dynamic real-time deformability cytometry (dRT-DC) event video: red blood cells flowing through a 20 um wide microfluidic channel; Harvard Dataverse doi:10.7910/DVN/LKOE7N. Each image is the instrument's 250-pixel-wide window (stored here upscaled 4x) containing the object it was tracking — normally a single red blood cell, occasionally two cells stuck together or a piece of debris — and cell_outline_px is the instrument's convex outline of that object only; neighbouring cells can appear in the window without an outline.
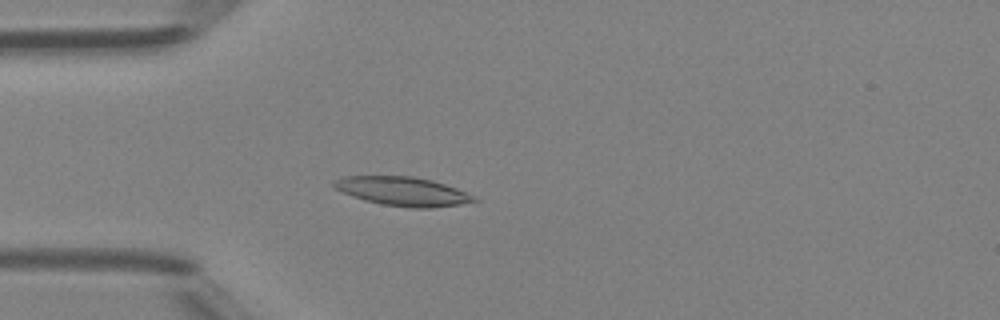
{"species": "Egyptian fruit bat (a non-hibernating species)", "species_latin": "Rousettus aegyptiacus", "temperature_condition": "room temperature", "stored_images_in_passage": 40, "camera_frame_rate_fps": 3000, "um_per_image_px": 0.085, "animal": {"sex": "female"}, "frame": {"image": 1, "passage_image": 6, "time_ms": 1.667, "image_size_px": [1000, 320], "cell_outline_px": [[480, 200], [460, 204], [432, 208], [412, 208], [380, 204], [364, 200], [352, 196], [336, 188], [332, 184], [336, 180], [344, 176], [412, 176], [432, 180], [456, 188]], "centroid_in_image_um": [34.23, 16.27], "position_along_channel_um": 50.8, "area_um2": 23.35}}
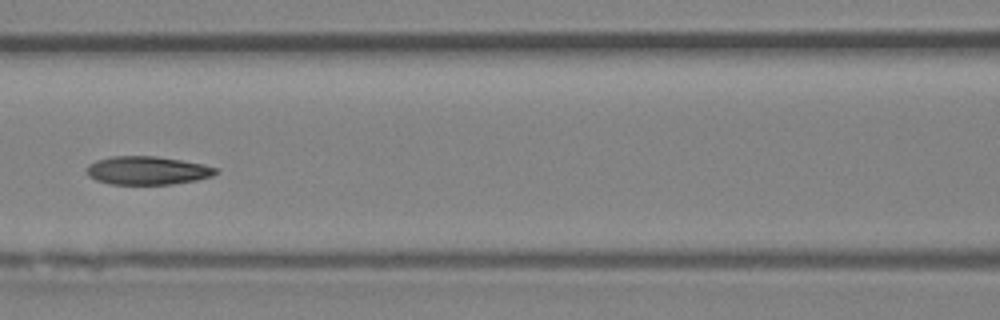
{"frame": {"image": 2, "passage_image": 14, "time_ms": 4.333, "image_size_px": [1000, 320], "cell_outline_px": [[216, 172], [212, 176], [196, 180], [172, 184], [112, 184], [96, 180], [88, 176], [88, 164], [96, 160], [112, 156], [156, 156], [204, 164], [216, 168]], "centroid_in_image_um": [12.51, 14.49], "position_along_channel_um": 154.1, "area_um2": 21.15}}
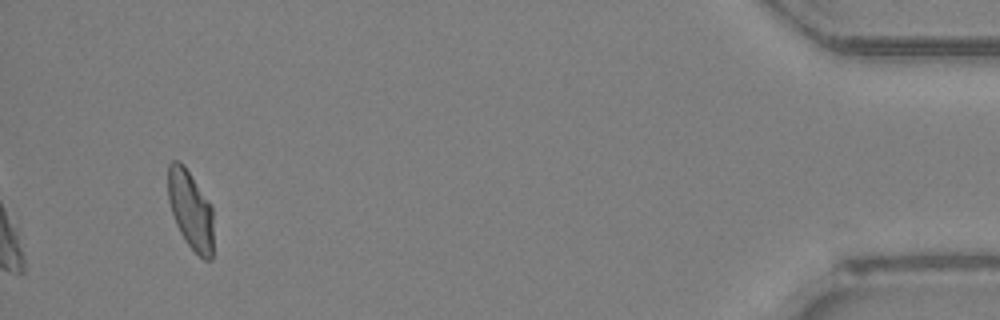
{"frame": {"image": 3, "passage_image": 38, "time_ms": 12.333, "image_size_px": [1000, 320], "cell_outline_px": [[212, 260], [204, 260], [188, 244], [180, 232], [176, 224], [168, 200], [168, 164], [172, 160], [180, 160], [184, 164], [212, 208]], "centroid_in_image_um": [16.17, 17.81], "position_along_channel_um": 419.0, "area_um2": 20.52}, "authors_computed_cell_mechanics": {"area_um2": 21.4438, "velocity_mm_per_s": 4.2735, "shape_relaxation_time_tau1_ms": 6.2915, "shape_relaxation_time_tau2_ms": 2.2762, "deformation_change_tau1": 0.1557, "deformation_change_tau2": 0.0772}}